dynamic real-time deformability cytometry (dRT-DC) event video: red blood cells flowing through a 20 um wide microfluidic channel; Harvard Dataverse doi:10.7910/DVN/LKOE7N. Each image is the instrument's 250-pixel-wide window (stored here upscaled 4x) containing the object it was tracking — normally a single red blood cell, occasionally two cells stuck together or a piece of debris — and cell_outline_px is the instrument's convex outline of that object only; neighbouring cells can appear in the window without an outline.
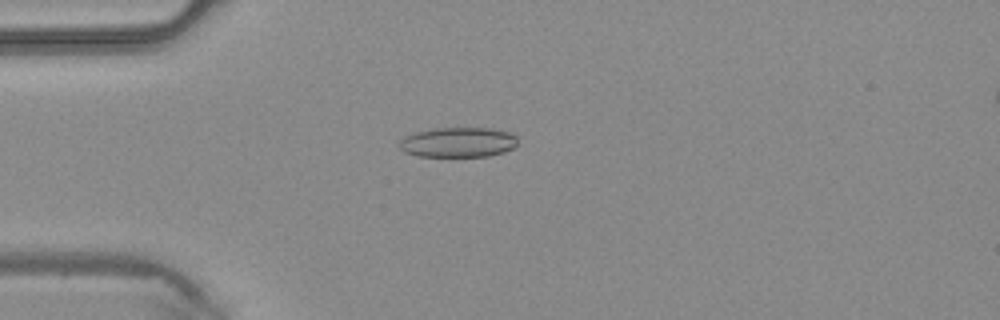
{"species": "common noctule bat (a hibernating species)", "species_latin": "Nyctalus noctula", "temperature_condition": "warm", "stored_images_in_passage": 1, "camera_frame_rate_fps": 3000, "um_per_image_px": 0.085, "animal": {"sex": "male", "body_mass_g": 20.4}, "frame": {"image": 1, "passage_image": 1, "time_ms": 0.0, "image_size_px": [1000, 320], "cell_outline_px": [[516, 144], [512, 148], [504, 152], [488, 156], [416, 156], [404, 152], [400, 148], [400, 140], [404, 136], [416, 132], [436, 128], [492, 128], [508, 132], [516, 136]], "centroid_in_image_um": [38.92, 12.09], "position_along_channel_um": 46.1, "area_um2": 20.58}}